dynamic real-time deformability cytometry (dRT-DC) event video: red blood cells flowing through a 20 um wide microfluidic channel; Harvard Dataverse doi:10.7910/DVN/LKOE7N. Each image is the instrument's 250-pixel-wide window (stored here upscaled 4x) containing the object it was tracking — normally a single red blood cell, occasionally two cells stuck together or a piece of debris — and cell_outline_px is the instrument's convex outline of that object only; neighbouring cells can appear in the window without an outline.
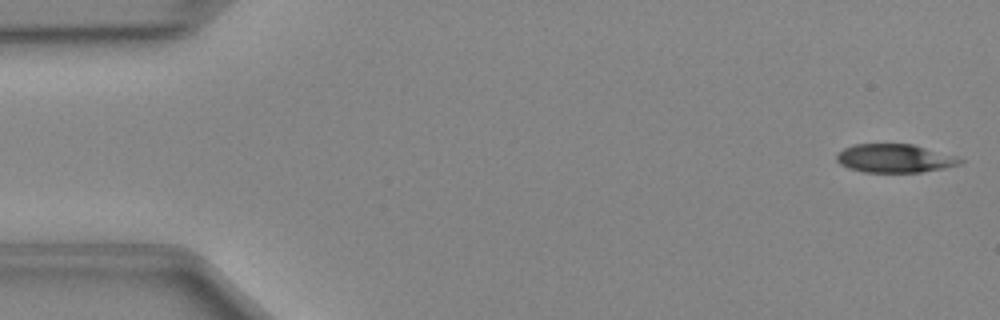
{"species": "Egyptian fruit bat (a non-hibernating species)", "species_latin": "Rousettus aegyptiacus", "temperature_condition": "cold", "stored_images_in_passage": 47, "camera_frame_rate_fps": 3000, "um_per_image_px": 0.085, "animal": {"sex": "female"}, "frame": {"image": 1, "passage_image": 1, "time_ms": 0.0, "image_size_px": [1000, 320], "cell_outline_px": [[964, 160], [960, 164], [944, 168], [920, 172], [864, 172], [848, 168], [840, 164], [836, 160], [836, 156], [844, 148], [852, 144], [912, 144], [956, 156]], "centroid_in_image_um": [76.03, 13.46], "position_along_channel_um": 9.0, "area_um2": 20.4}}
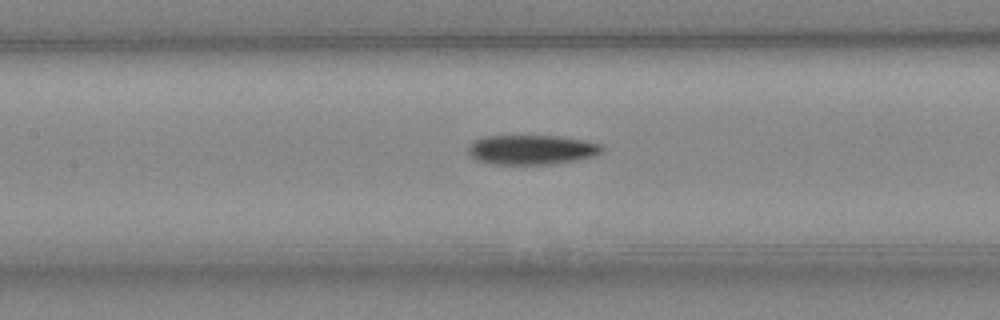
{"frame": {"image": 2, "passage_image": 21, "time_ms": 6.667, "image_size_px": [1000, 320], "cell_outline_px": [[604, 152], [596, 156], [576, 160], [552, 164], [488, 164], [476, 160], [468, 152], [468, 148], [476, 140], [484, 136], [556, 136], [584, 140], [604, 144]], "centroid_in_image_um": [45.26, 12.73], "position_along_channel_um": 162.1, "area_um2": 23.24}}
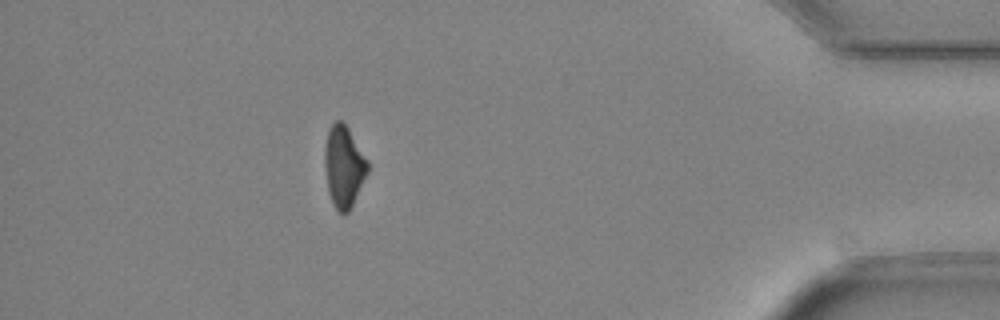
{"frame": {"image": 3, "passage_image": 42, "time_ms": 13.667, "image_size_px": [1000, 320], "cell_outline_px": [[368, 172], [348, 212], [340, 212], [336, 208], [328, 192], [324, 164], [324, 152], [328, 128], [336, 120], [340, 120], [348, 128], [368, 160]], "centroid_in_image_um": [29.21, 14.11], "position_along_channel_um": 406.0, "area_um2": 20.11}}